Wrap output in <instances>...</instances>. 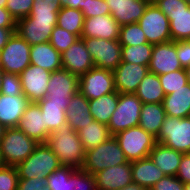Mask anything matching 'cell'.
<instances>
[{
  "instance_id": "cell-1",
  "label": "cell",
  "mask_w": 190,
  "mask_h": 190,
  "mask_svg": "<svg viewBox=\"0 0 190 190\" xmlns=\"http://www.w3.org/2000/svg\"><path fill=\"white\" fill-rule=\"evenodd\" d=\"M45 143L58 157L61 165L76 169L82 168L85 150L78 132L74 131L68 124L52 132Z\"/></svg>"
},
{
  "instance_id": "cell-2",
  "label": "cell",
  "mask_w": 190,
  "mask_h": 190,
  "mask_svg": "<svg viewBox=\"0 0 190 190\" xmlns=\"http://www.w3.org/2000/svg\"><path fill=\"white\" fill-rule=\"evenodd\" d=\"M17 127L5 128L0 140V155L5 166H17L26 160L38 145Z\"/></svg>"
},
{
  "instance_id": "cell-3",
  "label": "cell",
  "mask_w": 190,
  "mask_h": 190,
  "mask_svg": "<svg viewBox=\"0 0 190 190\" xmlns=\"http://www.w3.org/2000/svg\"><path fill=\"white\" fill-rule=\"evenodd\" d=\"M126 162L128 161L118 141L114 136H111L99 146L85 151L84 164L81 169L94 175L107 167Z\"/></svg>"
},
{
  "instance_id": "cell-4",
  "label": "cell",
  "mask_w": 190,
  "mask_h": 190,
  "mask_svg": "<svg viewBox=\"0 0 190 190\" xmlns=\"http://www.w3.org/2000/svg\"><path fill=\"white\" fill-rule=\"evenodd\" d=\"M61 166L58 157L46 145L39 143L33 153L16 166L19 178H45Z\"/></svg>"
},
{
  "instance_id": "cell-5",
  "label": "cell",
  "mask_w": 190,
  "mask_h": 190,
  "mask_svg": "<svg viewBox=\"0 0 190 190\" xmlns=\"http://www.w3.org/2000/svg\"><path fill=\"white\" fill-rule=\"evenodd\" d=\"M128 162L149 157L156 145V137L140 126L132 127L114 135Z\"/></svg>"
},
{
  "instance_id": "cell-6",
  "label": "cell",
  "mask_w": 190,
  "mask_h": 190,
  "mask_svg": "<svg viewBox=\"0 0 190 190\" xmlns=\"http://www.w3.org/2000/svg\"><path fill=\"white\" fill-rule=\"evenodd\" d=\"M79 77L61 68L51 72L46 97L37 104L64 105L67 110L70 98L78 92Z\"/></svg>"
},
{
  "instance_id": "cell-7",
  "label": "cell",
  "mask_w": 190,
  "mask_h": 190,
  "mask_svg": "<svg viewBox=\"0 0 190 190\" xmlns=\"http://www.w3.org/2000/svg\"><path fill=\"white\" fill-rule=\"evenodd\" d=\"M168 17L172 41L190 40V5L185 0H154Z\"/></svg>"
},
{
  "instance_id": "cell-8",
  "label": "cell",
  "mask_w": 190,
  "mask_h": 190,
  "mask_svg": "<svg viewBox=\"0 0 190 190\" xmlns=\"http://www.w3.org/2000/svg\"><path fill=\"white\" fill-rule=\"evenodd\" d=\"M142 104L134 93H119L117 108L107 125L111 136L138 126Z\"/></svg>"
},
{
  "instance_id": "cell-9",
  "label": "cell",
  "mask_w": 190,
  "mask_h": 190,
  "mask_svg": "<svg viewBox=\"0 0 190 190\" xmlns=\"http://www.w3.org/2000/svg\"><path fill=\"white\" fill-rule=\"evenodd\" d=\"M46 184L50 190H97L95 175L63 165L46 177Z\"/></svg>"
},
{
  "instance_id": "cell-10",
  "label": "cell",
  "mask_w": 190,
  "mask_h": 190,
  "mask_svg": "<svg viewBox=\"0 0 190 190\" xmlns=\"http://www.w3.org/2000/svg\"><path fill=\"white\" fill-rule=\"evenodd\" d=\"M156 141L184 154L190 153V117L166 116Z\"/></svg>"
},
{
  "instance_id": "cell-11",
  "label": "cell",
  "mask_w": 190,
  "mask_h": 190,
  "mask_svg": "<svg viewBox=\"0 0 190 190\" xmlns=\"http://www.w3.org/2000/svg\"><path fill=\"white\" fill-rule=\"evenodd\" d=\"M30 49L29 43L14 32L0 51L1 69L19 75L30 65Z\"/></svg>"
},
{
  "instance_id": "cell-12",
  "label": "cell",
  "mask_w": 190,
  "mask_h": 190,
  "mask_svg": "<svg viewBox=\"0 0 190 190\" xmlns=\"http://www.w3.org/2000/svg\"><path fill=\"white\" fill-rule=\"evenodd\" d=\"M138 24L149 44L172 41L168 17L153 2L147 6Z\"/></svg>"
},
{
  "instance_id": "cell-13",
  "label": "cell",
  "mask_w": 190,
  "mask_h": 190,
  "mask_svg": "<svg viewBox=\"0 0 190 190\" xmlns=\"http://www.w3.org/2000/svg\"><path fill=\"white\" fill-rule=\"evenodd\" d=\"M95 67L114 71L121 63L122 45L119 40L82 38Z\"/></svg>"
},
{
  "instance_id": "cell-14",
  "label": "cell",
  "mask_w": 190,
  "mask_h": 190,
  "mask_svg": "<svg viewBox=\"0 0 190 190\" xmlns=\"http://www.w3.org/2000/svg\"><path fill=\"white\" fill-rule=\"evenodd\" d=\"M78 91L88 100L115 92L113 71L94 66L79 77Z\"/></svg>"
},
{
  "instance_id": "cell-15",
  "label": "cell",
  "mask_w": 190,
  "mask_h": 190,
  "mask_svg": "<svg viewBox=\"0 0 190 190\" xmlns=\"http://www.w3.org/2000/svg\"><path fill=\"white\" fill-rule=\"evenodd\" d=\"M50 75L51 72L32 64L19 74L22 93L30 103H37L46 97Z\"/></svg>"
},
{
  "instance_id": "cell-16",
  "label": "cell",
  "mask_w": 190,
  "mask_h": 190,
  "mask_svg": "<svg viewBox=\"0 0 190 190\" xmlns=\"http://www.w3.org/2000/svg\"><path fill=\"white\" fill-rule=\"evenodd\" d=\"M56 25L57 19H32L27 16L16 21L15 32L31 46L48 42Z\"/></svg>"
},
{
  "instance_id": "cell-17",
  "label": "cell",
  "mask_w": 190,
  "mask_h": 190,
  "mask_svg": "<svg viewBox=\"0 0 190 190\" xmlns=\"http://www.w3.org/2000/svg\"><path fill=\"white\" fill-rule=\"evenodd\" d=\"M148 68L149 72L155 73L158 76L183 69L178 60L176 41L153 45Z\"/></svg>"
},
{
  "instance_id": "cell-18",
  "label": "cell",
  "mask_w": 190,
  "mask_h": 190,
  "mask_svg": "<svg viewBox=\"0 0 190 190\" xmlns=\"http://www.w3.org/2000/svg\"><path fill=\"white\" fill-rule=\"evenodd\" d=\"M61 58L63 68L78 77L95 66L82 38H78L63 53H61Z\"/></svg>"
},
{
  "instance_id": "cell-19",
  "label": "cell",
  "mask_w": 190,
  "mask_h": 190,
  "mask_svg": "<svg viewBox=\"0 0 190 190\" xmlns=\"http://www.w3.org/2000/svg\"><path fill=\"white\" fill-rule=\"evenodd\" d=\"M148 72V66L121 61L113 71L116 91L118 93H135Z\"/></svg>"
},
{
  "instance_id": "cell-20",
  "label": "cell",
  "mask_w": 190,
  "mask_h": 190,
  "mask_svg": "<svg viewBox=\"0 0 190 190\" xmlns=\"http://www.w3.org/2000/svg\"><path fill=\"white\" fill-rule=\"evenodd\" d=\"M17 128L37 143H45L51 134L45 126L44 115L37 103H30L27 106Z\"/></svg>"
},
{
  "instance_id": "cell-21",
  "label": "cell",
  "mask_w": 190,
  "mask_h": 190,
  "mask_svg": "<svg viewBox=\"0 0 190 190\" xmlns=\"http://www.w3.org/2000/svg\"><path fill=\"white\" fill-rule=\"evenodd\" d=\"M120 25L111 14L85 18L81 38L119 40Z\"/></svg>"
},
{
  "instance_id": "cell-22",
  "label": "cell",
  "mask_w": 190,
  "mask_h": 190,
  "mask_svg": "<svg viewBox=\"0 0 190 190\" xmlns=\"http://www.w3.org/2000/svg\"><path fill=\"white\" fill-rule=\"evenodd\" d=\"M110 14L120 26L138 22L144 14L149 0H105Z\"/></svg>"
},
{
  "instance_id": "cell-23",
  "label": "cell",
  "mask_w": 190,
  "mask_h": 190,
  "mask_svg": "<svg viewBox=\"0 0 190 190\" xmlns=\"http://www.w3.org/2000/svg\"><path fill=\"white\" fill-rule=\"evenodd\" d=\"M94 175L97 190H120L133 182L131 162L107 167Z\"/></svg>"
},
{
  "instance_id": "cell-24",
  "label": "cell",
  "mask_w": 190,
  "mask_h": 190,
  "mask_svg": "<svg viewBox=\"0 0 190 190\" xmlns=\"http://www.w3.org/2000/svg\"><path fill=\"white\" fill-rule=\"evenodd\" d=\"M29 104L30 101L23 93L17 96L0 93V123L5 128L17 127Z\"/></svg>"
},
{
  "instance_id": "cell-25",
  "label": "cell",
  "mask_w": 190,
  "mask_h": 190,
  "mask_svg": "<svg viewBox=\"0 0 190 190\" xmlns=\"http://www.w3.org/2000/svg\"><path fill=\"white\" fill-rule=\"evenodd\" d=\"M67 124L78 131L94 121L89 107V100L79 91L70 98L66 110Z\"/></svg>"
},
{
  "instance_id": "cell-26",
  "label": "cell",
  "mask_w": 190,
  "mask_h": 190,
  "mask_svg": "<svg viewBox=\"0 0 190 190\" xmlns=\"http://www.w3.org/2000/svg\"><path fill=\"white\" fill-rule=\"evenodd\" d=\"M30 64L37 65L49 72L63 68L61 53L49 41L31 45Z\"/></svg>"
},
{
  "instance_id": "cell-27",
  "label": "cell",
  "mask_w": 190,
  "mask_h": 190,
  "mask_svg": "<svg viewBox=\"0 0 190 190\" xmlns=\"http://www.w3.org/2000/svg\"><path fill=\"white\" fill-rule=\"evenodd\" d=\"M183 154L157 142L149 157L165 175L176 176Z\"/></svg>"
},
{
  "instance_id": "cell-28",
  "label": "cell",
  "mask_w": 190,
  "mask_h": 190,
  "mask_svg": "<svg viewBox=\"0 0 190 190\" xmlns=\"http://www.w3.org/2000/svg\"><path fill=\"white\" fill-rule=\"evenodd\" d=\"M162 104L166 116L179 119L190 117V83L166 95Z\"/></svg>"
},
{
  "instance_id": "cell-29",
  "label": "cell",
  "mask_w": 190,
  "mask_h": 190,
  "mask_svg": "<svg viewBox=\"0 0 190 190\" xmlns=\"http://www.w3.org/2000/svg\"><path fill=\"white\" fill-rule=\"evenodd\" d=\"M132 181L148 190L162 179L165 174L150 159L142 158L138 161L131 162Z\"/></svg>"
},
{
  "instance_id": "cell-30",
  "label": "cell",
  "mask_w": 190,
  "mask_h": 190,
  "mask_svg": "<svg viewBox=\"0 0 190 190\" xmlns=\"http://www.w3.org/2000/svg\"><path fill=\"white\" fill-rule=\"evenodd\" d=\"M165 117L162 103H143L138 126L157 137Z\"/></svg>"
},
{
  "instance_id": "cell-31",
  "label": "cell",
  "mask_w": 190,
  "mask_h": 190,
  "mask_svg": "<svg viewBox=\"0 0 190 190\" xmlns=\"http://www.w3.org/2000/svg\"><path fill=\"white\" fill-rule=\"evenodd\" d=\"M119 93L117 91L102 95L101 97L89 100L90 112L97 122L108 125L112 114L117 108Z\"/></svg>"
},
{
  "instance_id": "cell-32",
  "label": "cell",
  "mask_w": 190,
  "mask_h": 190,
  "mask_svg": "<svg viewBox=\"0 0 190 190\" xmlns=\"http://www.w3.org/2000/svg\"><path fill=\"white\" fill-rule=\"evenodd\" d=\"M134 94L142 103H162L166 96L161 86L159 76L152 72L147 73Z\"/></svg>"
},
{
  "instance_id": "cell-33",
  "label": "cell",
  "mask_w": 190,
  "mask_h": 190,
  "mask_svg": "<svg viewBox=\"0 0 190 190\" xmlns=\"http://www.w3.org/2000/svg\"><path fill=\"white\" fill-rule=\"evenodd\" d=\"M77 132L85 151L99 146L111 137L108 126L95 120Z\"/></svg>"
},
{
  "instance_id": "cell-34",
  "label": "cell",
  "mask_w": 190,
  "mask_h": 190,
  "mask_svg": "<svg viewBox=\"0 0 190 190\" xmlns=\"http://www.w3.org/2000/svg\"><path fill=\"white\" fill-rule=\"evenodd\" d=\"M85 17L81 10L62 7L57 14V26L81 38Z\"/></svg>"
},
{
  "instance_id": "cell-35",
  "label": "cell",
  "mask_w": 190,
  "mask_h": 190,
  "mask_svg": "<svg viewBox=\"0 0 190 190\" xmlns=\"http://www.w3.org/2000/svg\"><path fill=\"white\" fill-rule=\"evenodd\" d=\"M152 49L153 45L149 43L133 46H122V62L149 66Z\"/></svg>"
},
{
  "instance_id": "cell-36",
  "label": "cell",
  "mask_w": 190,
  "mask_h": 190,
  "mask_svg": "<svg viewBox=\"0 0 190 190\" xmlns=\"http://www.w3.org/2000/svg\"><path fill=\"white\" fill-rule=\"evenodd\" d=\"M44 115L45 126L52 133L67 124L66 111L64 105L38 104Z\"/></svg>"
},
{
  "instance_id": "cell-37",
  "label": "cell",
  "mask_w": 190,
  "mask_h": 190,
  "mask_svg": "<svg viewBox=\"0 0 190 190\" xmlns=\"http://www.w3.org/2000/svg\"><path fill=\"white\" fill-rule=\"evenodd\" d=\"M61 8L60 0H34L29 17L32 19H57Z\"/></svg>"
},
{
  "instance_id": "cell-38",
  "label": "cell",
  "mask_w": 190,
  "mask_h": 190,
  "mask_svg": "<svg viewBox=\"0 0 190 190\" xmlns=\"http://www.w3.org/2000/svg\"><path fill=\"white\" fill-rule=\"evenodd\" d=\"M119 43L122 46H133L148 43L138 22L120 26Z\"/></svg>"
},
{
  "instance_id": "cell-39",
  "label": "cell",
  "mask_w": 190,
  "mask_h": 190,
  "mask_svg": "<svg viewBox=\"0 0 190 190\" xmlns=\"http://www.w3.org/2000/svg\"><path fill=\"white\" fill-rule=\"evenodd\" d=\"M159 80L165 95H168L174 92V90H178L189 83L186 68L159 75Z\"/></svg>"
},
{
  "instance_id": "cell-40",
  "label": "cell",
  "mask_w": 190,
  "mask_h": 190,
  "mask_svg": "<svg viewBox=\"0 0 190 190\" xmlns=\"http://www.w3.org/2000/svg\"><path fill=\"white\" fill-rule=\"evenodd\" d=\"M78 37L69 31L58 27L53 28L49 43L59 52L63 53L70 45H72Z\"/></svg>"
},
{
  "instance_id": "cell-41",
  "label": "cell",
  "mask_w": 190,
  "mask_h": 190,
  "mask_svg": "<svg viewBox=\"0 0 190 190\" xmlns=\"http://www.w3.org/2000/svg\"><path fill=\"white\" fill-rule=\"evenodd\" d=\"M34 0H7L6 9L18 21L30 15Z\"/></svg>"
},
{
  "instance_id": "cell-42",
  "label": "cell",
  "mask_w": 190,
  "mask_h": 190,
  "mask_svg": "<svg viewBox=\"0 0 190 190\" xmlns=\"http://www.w3.org/2000/svg\"><path fill=\"white\" fill-rule=\"evenodd\" d=\"M0 93L10 96L21 95L22 85H21L20 76L18 74L4 72Z\"/></svg>"
},
{
  "instance_id": "cell-43",
  "label": "cell",
  "mask_w": 190,
  "mask_h": 190,
  "mask_svg": "<svg viewBox=\"0 0 190 190\" xmlns=\"http://www.w3.org/2000/svg\"><path fill=\"white\" fill-rule=\"evenodd\" d=\"M18 171L16 166H3L0 169V190H17Z\"/></svg>"
},
{
  "instance_id": "cell-44",
  "label": "cell",
  "mask_w": 190,
  "mask_h": 190,
  "mask_svg": "<svg viewBox=\"0 0 190 190\" xmlns=\"http://www.w3.org/2000/svg\"><path fill=\"white\" fill-rule=\"evenodd\" d=\"M82 13L85 18H90L110 14V10L105 0H89L86 7H83Z\"/></svg>"
},
{
  "instance_id": "cell-45",
  "label": "cell",
  "mask_w": 190,
  "mask_h": 190,
  "mask_svg": "<svg viewBox=\"0 0 190 190\" xmlns=\"http://www.w3.org/2000/svg\"><path fill=\"white\" fill-rule=\"evenodd\" d=\"M150 190H184V183L176 176L165 175Z\"/></svg>"
},
{
  "instance_id": "cell-46",
  "label": "cell",
  "mask_w": 190,
  "mask_h": 190,
  "mask_svg": "<svg viewBox=\"0 0 190 190\" xmlns=\"http://www.w3.org/2000/svg\"><path fill=\"white\" fill-rule=\"evenodd\" d=\"M17 190H50L45 178H19Z\"/></svg>"
},
{
  "instance_id": "cell-47",
  "label": "cell",
  "mask_w": 190,
  "mask_h": 190,
  "mask_svg": "<svg viewBox=\"0 0 190 190\" xmlns=\"http://www.w3.org/2000/svg\"><path fill=\"white\" fill-rule=\"evenodd\" d=\"M176 51L182 67H190V40L176 41Z\"/></svg>"
},
{
  "instance_id": "cell-48",
  "label": "cell",
  "mask_w": 190,
  "mask_h": 190,
  "mask_svg": "<svg viewBox=\"0 0 190 190\" xmlns=\"http://www.w3.org/2000/svg\"><path fill=\"white\" fill-rule=\"evenodd\" d=\"M176 177L184 184L190 183V153L183 154Z\"/></svg>"
},
{
  "instance_id": "cell-49",
  "label": "cell",
  "mask_w": 190,
  "mask_h": 190,
  "mask_svg": "<svg viewBox=\"0 0 190 190\" xmlns=\"http://www.w3.org/2000/svg\"><path fill=\"white\" fill-rule=\"evenodd\" d=\"M0 27L16 28V21L6 8L0 7Z\"/></svg>"
},
{
  "instance_id": "cell-50",
  "label": "cell",
  "mask_w": 190,
  "mask_h": 190,
  "mask_svg": "<svg viewBox=\"0 0 190 190\" xmlns=\"http://www.w3.org/2000/svg\"><path fill=\"white\" fill-rule=\"evenodd\" d=\"M62 7H69L79 9L82 11L83 7H86L89 0H60Z\"/></svg>"
},
{
  "instance_id": "cell-51",
  "label": "cell",
  "mask_w": 190,
  "mask_h": 190,
  "mask_svg": "<svg viewBox=\"0 0 190 190\" xmlns=\"http://www.w3.org/2000/svg\"><path fill=\"white\" fill-rule=\"evenodd\" d=\"M16 28L0 27V51L7 44L9 38L14 34Z\"/></svg>"
},
{
  "instance_id": "cell-52",
  "label": "cell",
  "mask_w": 190,
  "mask_h": 190,
  "mask_svg": "<svg viewBox=\"0 0 190 190\" xmlns=\"http://www.w3.org/2000/svg\"><path fill=\"white\" fill-rule=\"evenodd\" d=\"M120 190H148L146 187L140 186L137 183L132 182Z\"/></svg>"
},
{
  "instance_id": "cell-53",
  "label": "cell",
  "mask_w": 190,
  "mask_h": 190,
  "mask_svg": "<svg viewBox=\"0 0 190 190\" xmlns=\"http://www.w3.org/2000/svg\"><path fill=\"white\" fill-rule=\"evenodd\" d=\"M4 130H5V127L0 123V140L3 136Z\"/></svg>"
},
{
  "instance_id": "cell-54",
  "label": "cell",
  "mask_w": 190,
  "mask_h": 190,
  "mask_svg": "<svg viewBox=\"0 0 190 190\" xmlns=\"http://www.w3.org/2000/svg\"><path fill=\"white\" fill-rule=\"evenodd\" d=\"M3 73H4V71L0 68V91H1V87H2Z\"/></svg>"
},
{
  "instance_id": "cell-55",
  "label": "cell",
  "mask_w": 190,
  "mask_h": 190,
  "mask_svg": "<svg viewBox=\"0 0 190 190\" xmlns=\"http://www.w3.org/2000/svg\"><path fill=\"white\" fill-rule=\"evenodd\" d=\"M7 4V0H0V7L5 8Z\"/></svg>"
},
{
  "instance_id": "cell-56",
  "label": "cell",
  "mask_w": 190,
  "mask_h": 190,
  "mask_svg": "<svg viewBox=\"0 0 190 190\" xmlns=\"http://www.w3.org/2000/svg\"><path fill=\"white\" fill-rule=\"evenodd\" d=\"M186 71H187L188 81L190 83V67L186 68Z\"/></svg>"
},
{
  "instance_id": "cell-57",
  "label": "cell",
  "mask_w": 190,
  "mask_h": 190,
  "mask_svg": "<svg viewBox=\"0 0 190 190\" xmlns=\"http://www.w3.org/2000/svg\"><path fill=\"white\" fill-rule=\"evenodd\" d=\"M184 190H190V183L184 184Z\"/></svg>"
},
{
  "instance_id": "cell-58",
  "label": "cell",
  "mask_w": 190,
  "mask_h": 190,
  "mask_svg": "<svg viewBox=\"0 0 190 190\" xmlns=\"http://www.w3.org/2000/svg\"><path fill=\"white\" fill-rule=\"evenodd\" d=\"M4 166L1 155H0V169Z\"/></svg>"
}]
</instances>
